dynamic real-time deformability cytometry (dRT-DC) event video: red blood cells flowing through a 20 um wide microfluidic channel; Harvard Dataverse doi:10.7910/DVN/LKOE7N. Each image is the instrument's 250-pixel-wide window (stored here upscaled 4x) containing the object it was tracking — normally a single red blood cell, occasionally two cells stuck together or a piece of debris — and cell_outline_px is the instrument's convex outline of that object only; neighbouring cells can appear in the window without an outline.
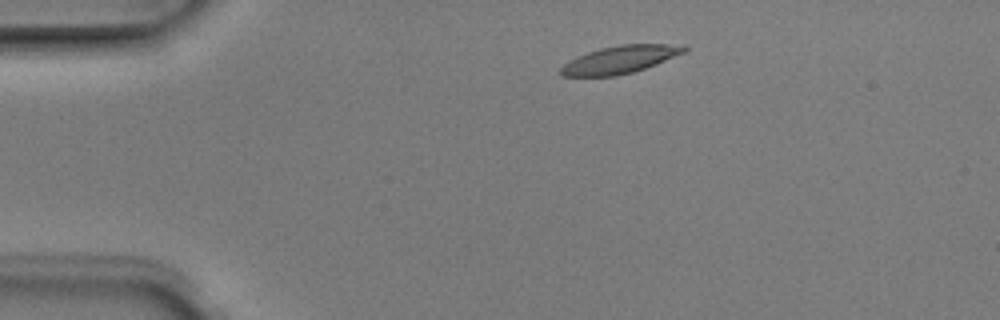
{"species": "Egyptian fruit bat (a non-hibernating species)", "species_latin": "Rousettus aegyptiacus", "temperature_condition": "room temperature", "stored_images_in_passage": 5, "camera_frame_rate_fps": 3000, "um_per_image_px": 0.085, "animal": {"sex": "male"}, "frame": {"image": 1, "passage_image": 1, "time_ms": 0.0, "image_size_px": [1000, 320], "cell_outline_px": [[688, 48], [684, 52], [656, 64], [632, 72], [616, 76], [560, 76], [560, 68], [568, 60], [588, 52], [600, 48], [620, 44], [684, 44]], "centroid_in_image_um": [52.69, 5.05], "position_along_channel_um": 32.3, "area_um2": 19.83}}
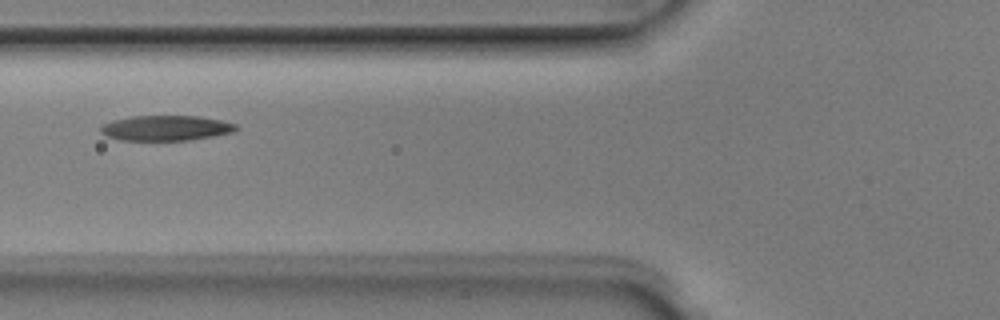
{"frame": {"image": 2, "passage_image": 4, "time_ms": 1.0, "image_size_px": [1000, 320], "cell_outline_px": [[240, 128], [232, 132], [212, 136], [188, 140], [120, 140], [108, 136], [100, 132], [100, 128], [104, 124], [112, 120], [132, 116], [200, 116], [220, 120], [236, 124]], "centroid_in_image_um": [14.11, 10.88], "position_along_channel_um": 111.7, "area_um2": 19.77}}
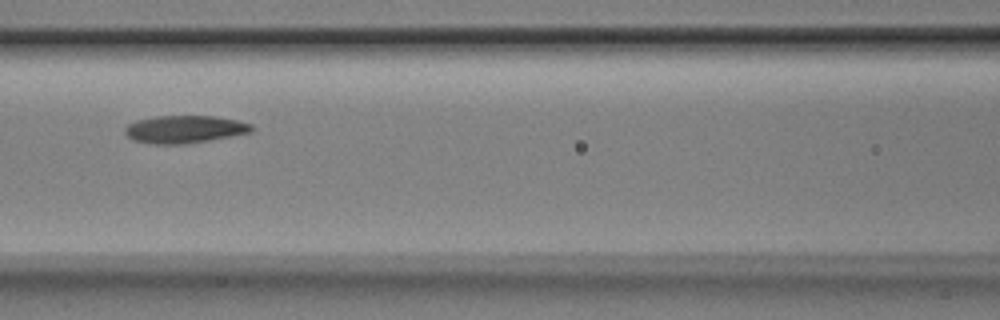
{"frame": {"image": 3, "passage_image": 5, "time_ms": 1.333, "image_size_px": [1000, 320], "cell_outline_px": [[252, 132], [232, 136], [184, 144], [148, 144], [132, 140], [124, 132], [124, 128], [128, 124], [136, 120], [156, 116], [216, 116], [236, 120], [252, 124]], "centroid_in_image_um": [15.65, 10.99], "position_along_channel_um": 150.9, "area_um2": 20.46}}